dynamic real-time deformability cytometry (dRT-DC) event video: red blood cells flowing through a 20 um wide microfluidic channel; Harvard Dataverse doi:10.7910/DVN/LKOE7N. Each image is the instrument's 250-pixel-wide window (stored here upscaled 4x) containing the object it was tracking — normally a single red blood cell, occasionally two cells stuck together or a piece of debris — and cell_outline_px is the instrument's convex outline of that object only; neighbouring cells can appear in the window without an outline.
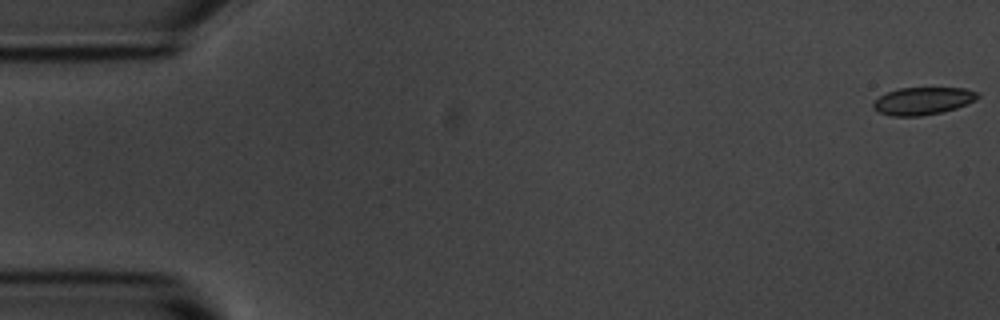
{"species": "common noctule bat (a hibernating species)", "species_latin": "Nyctalus noctula", "temperature_condition": "room temperature", "stored_images_in_passage": 15, "camera_frame_rate_fps": 3000, "um_per_image_px": 0.085, "animal": {"sex": "male", "body_mass_g": 20.1, "forearm_length_mm": 53.5}, "frame": {"image": 1, "passage_image": 1, "time_ms": 0.0, "image_size_px": [1000, 320], "cell_outline_px": [[980, 96], [976, 100], [956, 108], [940, 112], [920, 116], [892, 116], [880, 112], [872, 108], [872, 104], [880, 96], [888, 92], [900, 88], [964, 88], [980, 92]], "centroid_in_image_um": [78.47, 8.57], "position_along_channel_um": 6.5, "area_um2": 16.65}}
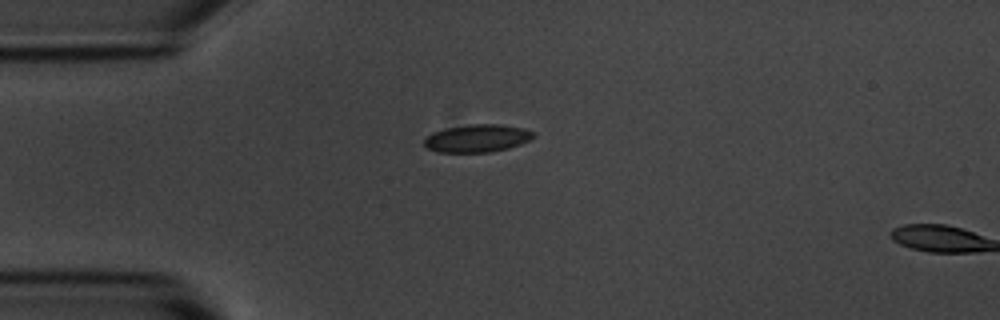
{"frame": {"image": 2, "passage_image": 14, "time_ms": 4.333, "image_size_px": [1000, 320], "cell_outline_px": [[536, 136], [520, 144], [508, 148], [492, 152], [436, 152], [428, 148], [424, 144], [424, 140], [432, 132], [444, 128], [472, 124], [500, 124], [524, 128], [532, 132]], "centroid_in_image_um": [40.55, 11.75], "position_along_channel_um": 44.4, "area_um2": 17.63}}